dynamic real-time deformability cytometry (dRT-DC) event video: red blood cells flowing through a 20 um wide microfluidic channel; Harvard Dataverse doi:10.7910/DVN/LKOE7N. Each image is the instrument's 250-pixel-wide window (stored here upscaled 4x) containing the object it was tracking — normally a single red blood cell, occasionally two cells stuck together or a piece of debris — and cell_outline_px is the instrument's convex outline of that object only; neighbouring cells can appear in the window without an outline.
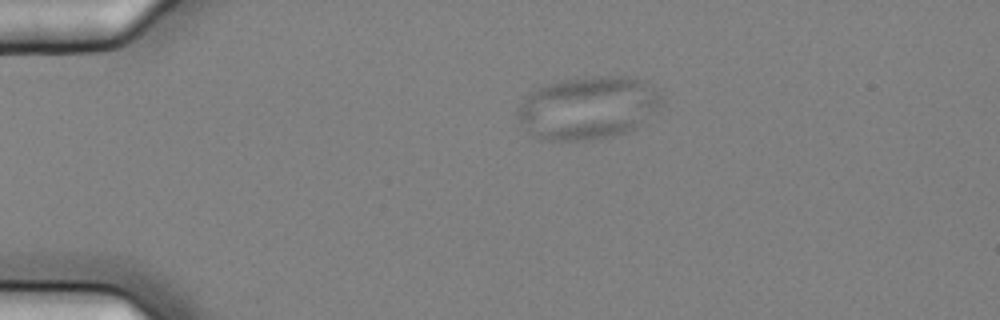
{"species": "common noctule bat (a hibernating species)", "species_latin": "Nyctalus noctula", "temperature_condition": "cold", "stored_images_in_passage": 2, "camera_frame_rate_fps": 3000, "um_per_image_px": 0.085, "animal": {"sex": "female", "body_mass_g": 25.1}, "frame": {"image": 1, "passage_image": 1, "time_ms": 0.0, "image_size_px": [1000, 320], "cell_outline_px": [[660, 104], [636, 128], [628, 132], [612, 136], [584, 140], [540, 140], [532, 136], [528, 132], [516, 116], [516, 108], [532, 92], [548, 84], [576, 76], [628, 76], [644, 80], [660, 96]], "centroid_in_image_um": [49.93, 9.16], "position_along_channel_um": 35.1, "area_um2": 52.48}}